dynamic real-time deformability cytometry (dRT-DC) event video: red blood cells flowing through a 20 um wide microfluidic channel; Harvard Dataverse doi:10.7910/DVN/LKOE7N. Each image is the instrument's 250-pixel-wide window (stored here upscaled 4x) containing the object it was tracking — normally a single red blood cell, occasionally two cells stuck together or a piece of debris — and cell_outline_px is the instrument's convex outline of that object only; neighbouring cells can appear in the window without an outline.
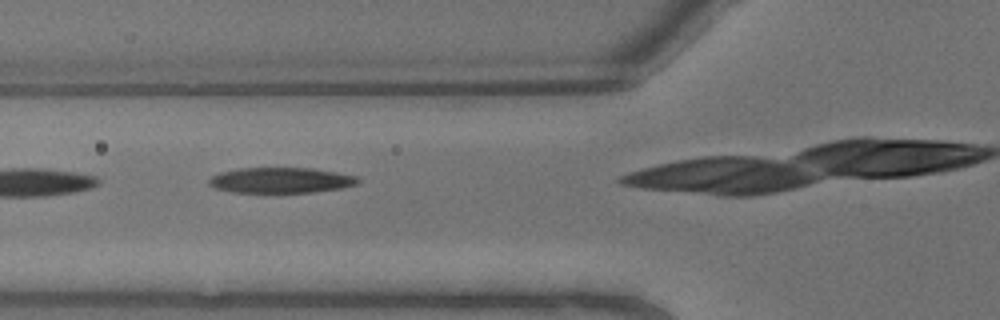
{"species": "common noctule bat (a hibernating species)", "species_latin": "Nyctalus noctula", "temperature_condition": "warm", "stored_images_in_passage": 7, "camera_frame_rate_fps": 3000, "um_per_image_px": 0.085, "animal": {"sex": "male", "body_mass_g": 13.3}, "frame": {"image": 1, "passage_image": 6, "time_ms": 1.667, "image_size_px": [1000, 320], "cell_outline_px": [[360, 180], [356, 184], [340, 188], [312, 192], [232, 192], [212, 188], [208, 184], [208, 180], [212, 176], [220, 172], [240, 168], [312, 168], [336, 172], [356, 176]], "centroid_in_image_um": [23.82, 15.32], "position_along_channel_um": 102.0, "area_um2": 22.08}}